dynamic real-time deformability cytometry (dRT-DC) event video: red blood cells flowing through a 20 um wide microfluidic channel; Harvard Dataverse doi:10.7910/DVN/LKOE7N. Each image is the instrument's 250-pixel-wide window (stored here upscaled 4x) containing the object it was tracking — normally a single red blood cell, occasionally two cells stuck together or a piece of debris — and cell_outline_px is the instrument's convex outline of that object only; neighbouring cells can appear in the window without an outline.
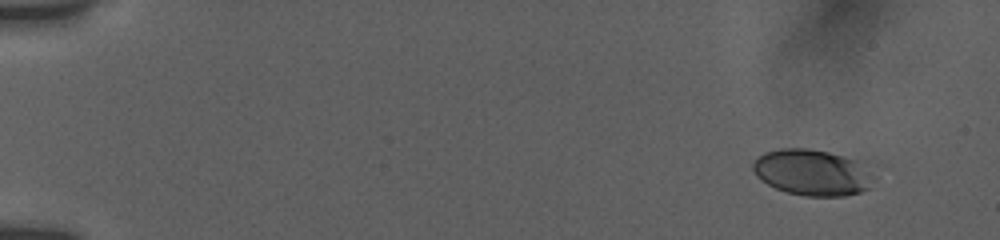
{"species": "human", "species_latin": "Homo sapiens", "temperature_condition": "room temperature", "stored_images_in_passage": 51, "camera_frame_rate_fps": 3000, "um_per_image_px": 0.085, "donor": {"sex": "female"}, "frame": {"image": 1, "passage_image": 1, "time_ms": 0.0, "image_size_px": [1000, 240], "cell_outline_px": [[880, 164], [876, 176], [868, 188], [860, 192], [844, 196], [804, 196], [788, 192], [776, 188], [760, 180], [756, 176], [752, 168], [752, 164], [764, 152], [780, 148], [808, 148], [868, 160]], "centroid_in_image_um": [69.25, 14.63], "position_along_channel_um": 15.8, "area_um2": 33.99}}
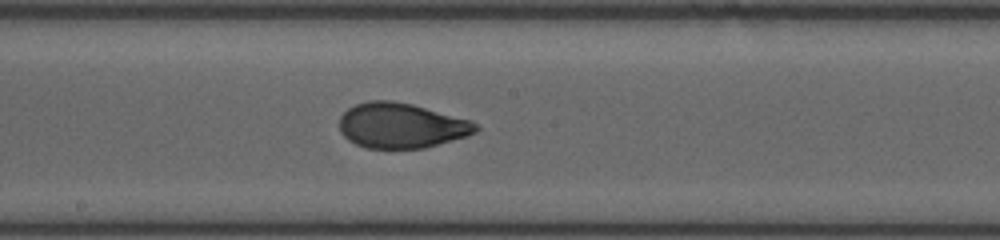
{"frame": {"image": 2, "passage_image": 28, "time_ms": 9.0, "image_size_px": [1000, 240], "cell_outline_px": [[480, 128], [476, 132], [468, 136], [424, 148], [364, 148], [348, 140], [340, 132], [340, 116], [348, 108], [356, 104], [368, 100], [392, 100], [412, 104], [472, 120]], "centroid_in_image_um": [34.11, 10.67], "position_along_channel_um": 214.1, "area_um2": 36.07}}
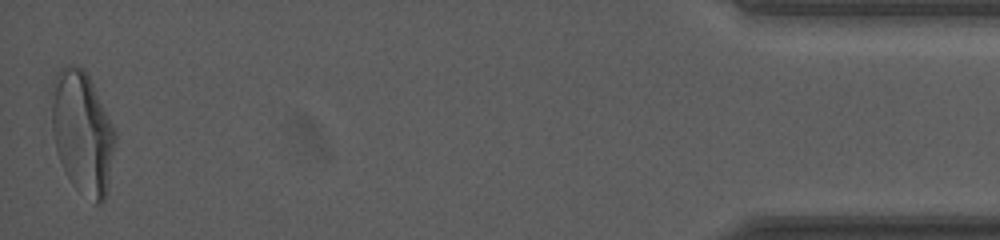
{"frame": {"image": 3, "passage_image": 51, "time_ms": 16.667, "image_size_px": [1000, 240], "cell_outline_px": [[116, 140], [108, 192], [104, 200], [100, 204], [96, 204], [76, 188], [72, 184], [60, 160], [56, 148], [52, 132], [52, 84], [56, 72], [60, 68], [68, 64], [72, 64], [84, 68], [116, 132]], "centroid_in_image_um": [7.01, 11.27], "position_along_channel_um": 428.2, "area_um2": 45.32}, "authors_computed_cell_mechanics": {"area_um2": 35.7782, "velocity_mm_per_s": 3.8301, "shape_relaxation_time_tau1_ms": 5.5307, "shape_relaxation_time_tau2_ms": 0.7583, "deformation_change_tau1": 0.208, "deformation_change_tau2": 0.06}}